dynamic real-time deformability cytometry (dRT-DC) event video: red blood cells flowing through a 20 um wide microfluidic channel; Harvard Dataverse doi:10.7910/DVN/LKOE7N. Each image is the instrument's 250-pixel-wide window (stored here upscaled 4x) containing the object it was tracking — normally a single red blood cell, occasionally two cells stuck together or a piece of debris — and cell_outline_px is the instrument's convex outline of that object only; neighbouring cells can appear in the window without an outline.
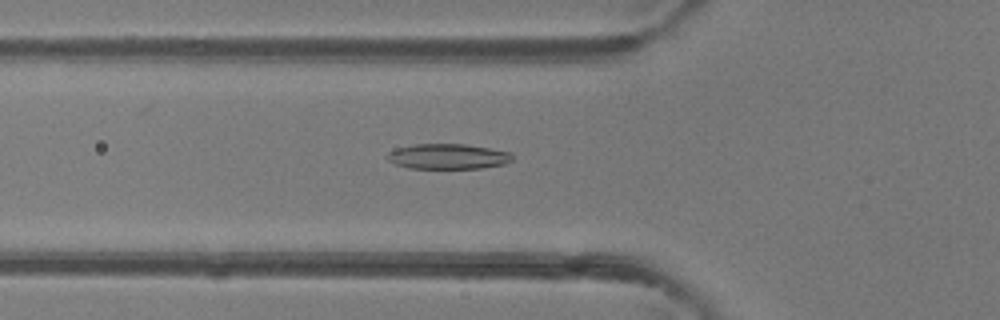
{"species": "common noctule bat (a hibernating species)", "species_latin": "Nyctalus noctula", "temperature_condition": "room temperature", "stored_images_in_passage": 48, "camera_frame_rate_fps": 3000, "um_per_image_px": 0.085, "animal": {"sex": "female"}, "frame": {"image": 1, "passage_image": 15, "time_ms": 4.667, "image_size_px": [1000, 320], "cell_outline_px": [[512, 160], [504, 164], [484, 168], [408, 168], [396, 164], [388, 160], [384, 156], [388, 152], [396, 148], [416, 144], [464, 144], [512, 152]], "centroid_in_image_um": [38.06, 13.3], "position_along_channel_um": 87.7, "area_um2": 18.44}}
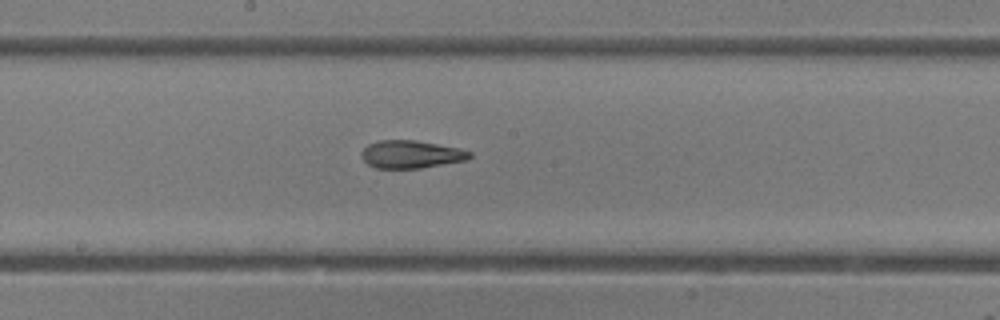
{"frame": {"image": 2, "passage_image": 24, "time_ms": 7.667, "image_size_px": [1000, 320], "cell_outline_px": [[472, 156], [468, 160], [420, 168], [376, 168], [368, 164], [360, 156], [360, 152], [368, 144], [380, 140], [416, 140], [460, 148], [472, 152]], "centroid_in_image_um": [34.95, 13.11], "position_along_channel_um": 213.2, "area_um2": 17.63}}
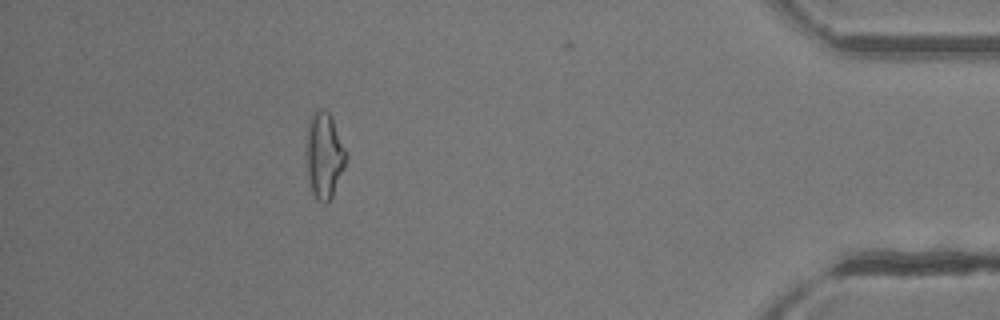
{"frame": {"image": 3, "passage_image": 42, "time_ms": 13.667, "image_size_px": [1000, 320], "cell_outline_px": [[348, 156], [344, 168], [332, 196], [328, 204], [324, 204], [316, 200], [312, 192], [308, 176], [304, 152], [308, 120], [312, 112], [316, 108], [320, 108], [328, 112], [348, 152]], "centroid_in_image_um": [27.53, 13.2], "position_along_channel_um": 407.7, "area_um2": 20.52}, "authors_computed_cell_mechanics": {"area_um2": 18.4671, "velocity_mm_per_s": 4.1523, "shape_relaxation_time_tau1_ms": 9.5219, "shape_relaxation_time_tau2_ms": 3.2356, "deformation_change_tau1": 0.2393, "deformation_change_tau2": 0.1388}}